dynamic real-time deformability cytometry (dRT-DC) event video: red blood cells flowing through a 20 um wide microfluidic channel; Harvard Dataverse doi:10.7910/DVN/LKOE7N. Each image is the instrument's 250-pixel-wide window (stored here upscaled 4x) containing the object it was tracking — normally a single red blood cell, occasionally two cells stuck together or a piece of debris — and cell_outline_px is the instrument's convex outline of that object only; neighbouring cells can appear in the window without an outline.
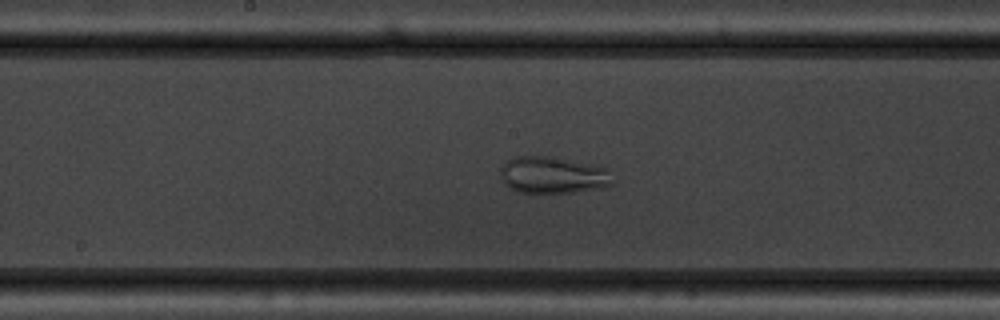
{"species": "common noctule bat (a hibernating species)", "species_latin": "Nyctalus noctula", "temperature_condition": "warm", "stored_images_in_passage": 55, "camera_frame_rate_fps": 3000, "um_per_image_px": 0.085, "animal": {"sex": "male", "body_mass_g": 19.5, "forearm_length_mm": 54.6}, "frame": {"image": 1, "passage_image": 30, "time_ms": 9.667, "image_size_px": [1000, 320], "cell_outline_px": [[612, 184], [600, 188], [576, 192], [516, 192], [504, 184], [500, 172], [500, 168], [512, 156], [548, 156], [608, 168]], "centroid_in_image_um": [46.95, 14.88], "position_along_channel_um": 201.3, "area_um2": 23.81}}
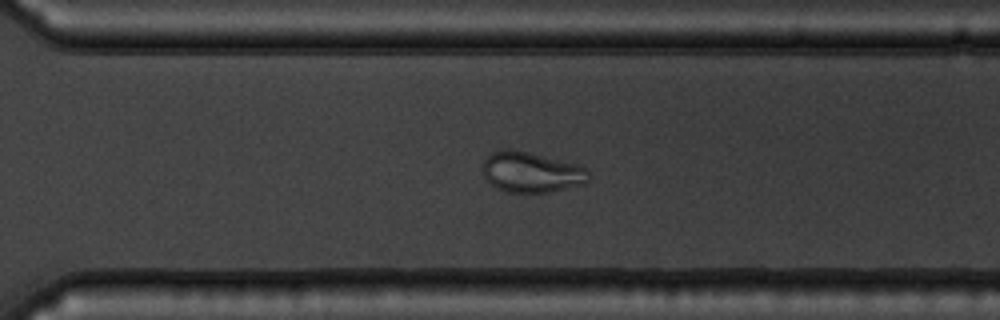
{"frame": {"image": 2, "passage_image": 40, "time_ms": 13.0, "image_size_px": [1000, 320], "cell_outline_px": [[592, 176], [584, 184], [548, 192], [508, 192], [496, 188], [484, 176], [484, 160], [492, 152], [504, 148], [512, 148], [576, 164], [584, 168]], "centroid_in_image_um": [45.16, 14.63], "position_along_channel_um": 325.4, "area_um2": 24.8}}
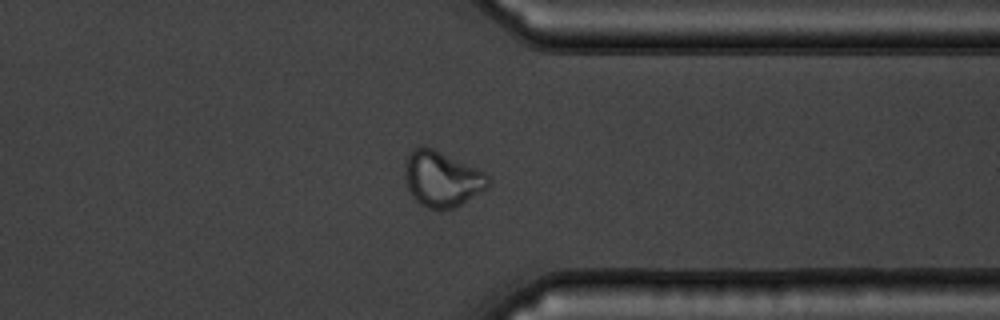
{"frame": {"image": 3, "passage_image": 44, "time_ms": 14.333, "image_size_px": [1000, 320], "cell_outline_px": [[492, 180], [488, 188], [460, 204], [452, 208], [428, 208], [420, 204], [412, 196], [408, 188], [404, 172], [404, 164], [408, 156], [420, 144], [432, 148], [476, 168], [484, 172]], "centroid_in_image_um": [37.56, 15.2], "position_along_channel_um": 373.8, "area_um2": 26.65}, "authors_computed_cell_mechanics": {"area_um2": 28.322, "velocity_mm_per_s": 3.7494, "shape_relaxation_time_tau1_ms": null, "shape_relaxation_time_tau2_ms": 1.2488, "deformation_change_tau1": null, "deformation_change_tau2": 0.0588}}